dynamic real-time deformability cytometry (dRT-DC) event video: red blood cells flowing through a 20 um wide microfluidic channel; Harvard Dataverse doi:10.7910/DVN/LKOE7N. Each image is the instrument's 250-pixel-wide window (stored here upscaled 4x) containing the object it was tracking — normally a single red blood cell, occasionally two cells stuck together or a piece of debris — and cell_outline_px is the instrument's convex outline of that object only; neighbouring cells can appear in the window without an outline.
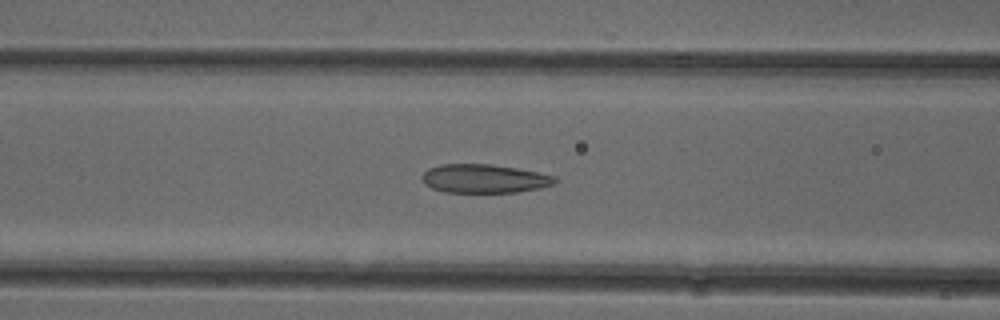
{"species": "common noctule bat (a hibernating species)", "species_latin": "Nyctalus noctula", "temperature_condition": "cold", "stored_images_in_passage": 33, "camera_frame_rate_fps": 3000, "um_per_image_px": 0.085, "animal": {"sex": "female"}, "frame": {"image": 1, "passage_image": 5, "time_ms": 1.333, "image_size_px": [1000, 320], "cell_outline_px": [[556, 180], [552, 184], [540, 188], [516, 192], [444, 192], [432, 188], [420, 176], [428, 168], [440, 164], [488, 164], [516, 168], [556, 176]], "centroid_in_image_um": [41.14, 15.18], "position_along_channel_um": 125.5, "area_um2": 21.96}}
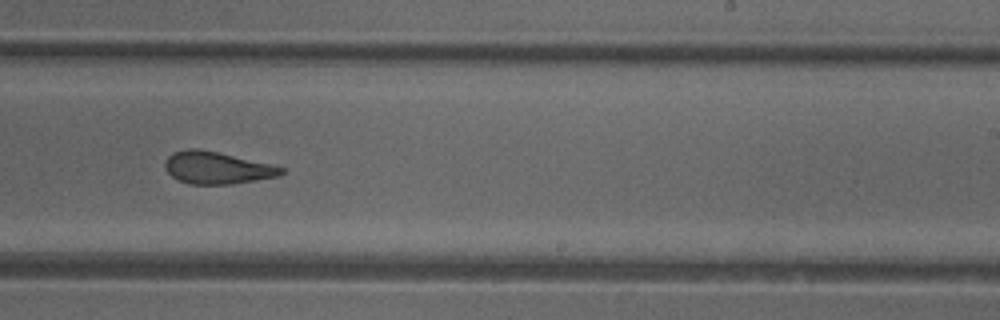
{"frame": {"image": 2, "passage_image": 16, "time_ms": 5.0, "image_size_px": [1000, 320], "cell_outline_px": [[284, 172], [280, 176], [232, 184], [188, 184], [172, 176], [164, 168], [164, 164], [168, 156], [172, 152], [188, 148], [200, 148], [220, 152], [284, 168]], "centroid_in_image_um": [18.4, 14.25], "position_along_channel_um": 270.6, "area_um2": 21.79}}
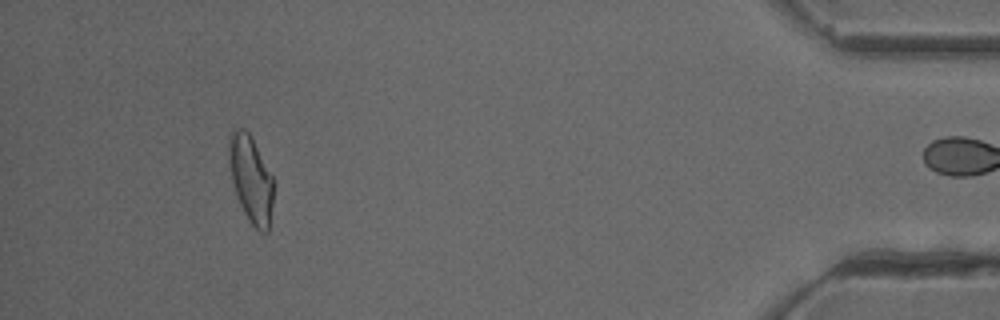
{"frame": {"image": 3, "passage_image": 32, "time_ms": 10.333, "image_size_px": [1000, 320], "cell_outline_px": [[276, 180], [268, 232], [260, 232], [248, 220], [236, 196], [232, 180], [228, 148], [228, 144], [232, 128], [244, 128], [248, 132]], "centroid_in_image_um": [21.36, 15.22], "position_along_channel_um": 413.8, "area_um2": 22.77}, "authors_computed_cell_mechanics": {"area_um2": 22.4264, "velocity_mm_per_s": 3.9659, "shape_relaxation_time_tau1_ms": null, "shape_relaxation_time_tau2_ms": 1.9937, "deformation_change_tau1": null, "deformation_change_tau2": 0.0842}}